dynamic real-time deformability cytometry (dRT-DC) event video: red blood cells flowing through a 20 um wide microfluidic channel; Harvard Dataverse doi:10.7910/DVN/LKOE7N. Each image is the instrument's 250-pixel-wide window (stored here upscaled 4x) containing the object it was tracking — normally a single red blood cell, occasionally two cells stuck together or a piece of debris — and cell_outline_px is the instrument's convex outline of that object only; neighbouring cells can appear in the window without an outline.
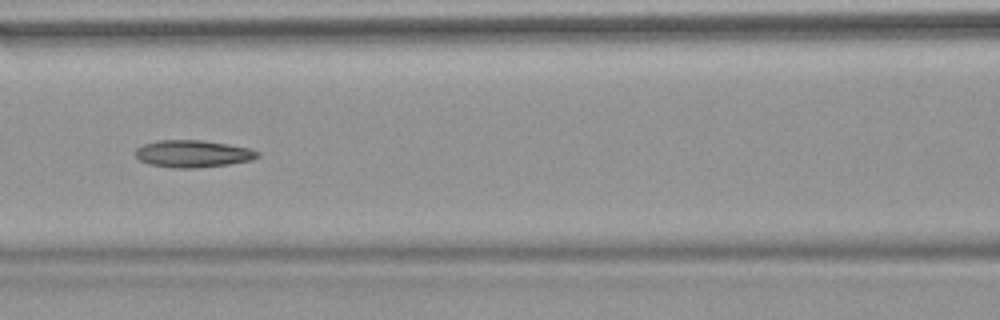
{"species": "common noctule bat (a hibernating species)", "species_latin": "Nyctalus noctula", "temperature_condition": "warm", "stored_images_in_passage": 25, "camera_frame_rate_fps": 3000, "um_per_image_px": 0.085, "animal": {"sex": "female", "body_mass_g": 18.4}, "frame": {"image": 1, "passage_image": 11, "time_ms": 3.333, "image_size_px": [1000, 320], "cell_outline_px": [[260, 156], [252, 160], [228, 164], [196, 168], [176, 168], [148, 164], [140, 160], [136, 156], [136, 148], [144, 144], [156, 140], [200, 140], [228, 144], [248, 148], [260, 152]], "centroid_in_image_um": [16.39, 13.07], "position_along_channel_um": 150.2, "area_um2": 19.31}}